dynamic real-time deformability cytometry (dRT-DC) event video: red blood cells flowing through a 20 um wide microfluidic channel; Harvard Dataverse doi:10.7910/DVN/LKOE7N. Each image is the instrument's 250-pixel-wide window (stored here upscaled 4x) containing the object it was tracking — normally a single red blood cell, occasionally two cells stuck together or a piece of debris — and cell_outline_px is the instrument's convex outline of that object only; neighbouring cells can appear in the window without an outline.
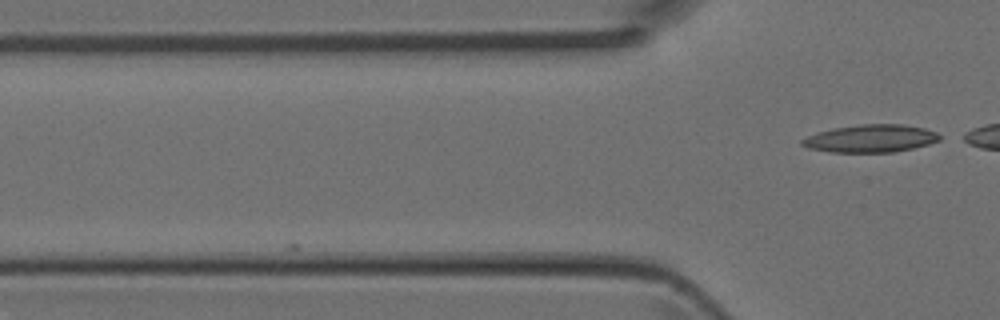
{"species": "Egyptian fruit bat (a non-hibernating species)", "species_latin": "Rousettus aegyptiacus", "temperature_condition": "room temperature", "stored_images_in_passage": 2, "camera_frame_rate_fps": 3000, "um_per_image_px": 0.085, "animal": {"sex": "female"}, "frame": {"image": 1, "passage_image": 2, "time_ms": 0.333, "image_size_px": [1000, 320], "cell_outline_px": [[940, 140], [928, 144], [912, 148], [892, 152], [828, 152], [808, 148], [800, 144], [800, 140], [808, 136], [832, 128], [860, 124], [900, 124], [924, 128], [936, 132], [940, 136]], "centroid_in_image_um": [73.98, 11.77], "position_along_channel_um": 51.8, "area_um2": 22.08}}